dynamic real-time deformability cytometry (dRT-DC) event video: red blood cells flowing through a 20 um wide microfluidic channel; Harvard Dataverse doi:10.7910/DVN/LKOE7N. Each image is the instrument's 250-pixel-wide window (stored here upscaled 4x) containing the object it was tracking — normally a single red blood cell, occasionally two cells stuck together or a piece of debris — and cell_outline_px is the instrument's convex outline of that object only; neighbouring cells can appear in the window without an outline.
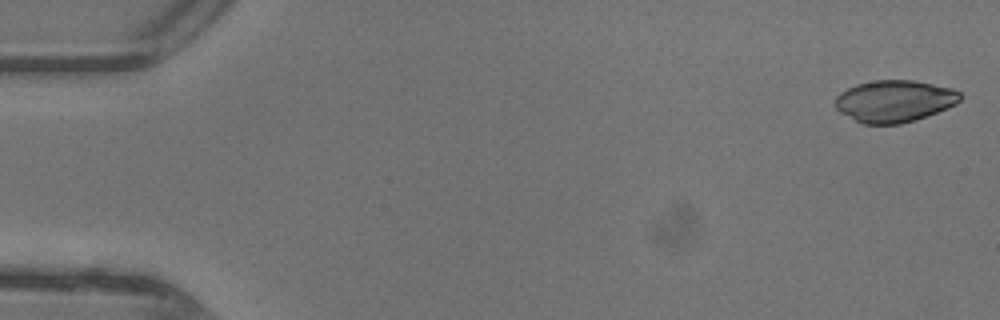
{"species": "common noctule bat (a hibernating species)", "species_latin": "Nyctalus noctula", "temperature_condition": "warm", "stored_images_in_passage": 46, "camera_frame_rate_fps": 3000, "um_per_image_px": 0.085, "animal": {"sex": "female"}, "frame": {"image": 1, "passage_image": 1, "time_ms": 0.0, "image_size_px": [1000, 320], "cell_outline_px": [[964, 96], [956, 104], [948, 108], [900, 124], [860, 124], [840, 112], [836, 108], [836, 96], [840, 92], [856, 84], [872, 80], [912, 80], [952, 88], [960, 92]], "centroid_in_image_um": [76.01, 8.59], "position_along_channel_um": 9.0, "area_um2": 30.52}}
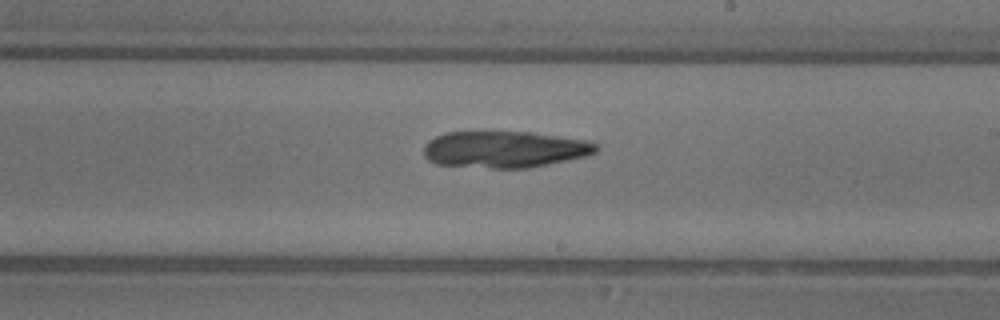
{"frame": {"image": 2, "passage_image": 27, "time_ms": 8.667, "image_size_px": [1000, 320], "cell_outline_px": [[600, 148], [596, 152], [584, 156], [528, 168], [492, 168], [436, 164], [428, 160], [424, 156], [424, 148], [428, 140], [436, 136], [448, 132], [532, 132], [588, 140], [596, 144]], "centroid_in_image_um": [42.89, 12.69], "position_along_channel_um": 246.1, "area_um2": 36.7}}
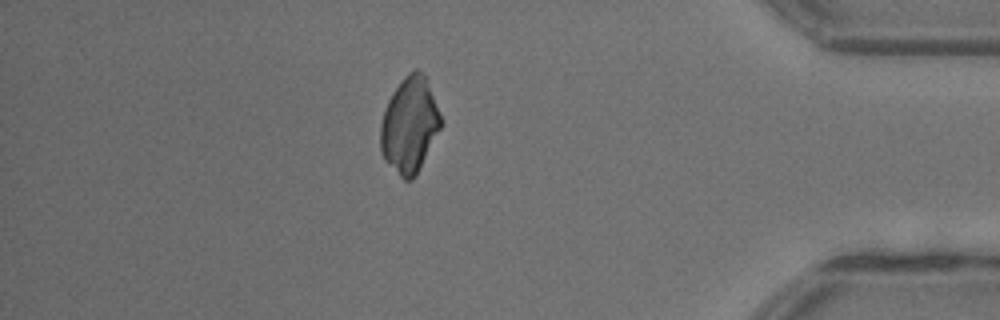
{"frame": {"image": 3, "passage_image": 40, "time_ms": 13.0, "image_size_px": [1000, 320], "cell_outline_px": [[440, 128], [416, 176], [412, 180], [404, 180], [384, 160], [380, 152], [380, 124], [388, 100], [392, 92], [404, 76], [408, 72], [416, 68], [428, 76], [440, 116]], "centroid_in_image_um": [34.8, 10.6], "position_along_channel_um": 400.4, "area_um2": 33.7}}